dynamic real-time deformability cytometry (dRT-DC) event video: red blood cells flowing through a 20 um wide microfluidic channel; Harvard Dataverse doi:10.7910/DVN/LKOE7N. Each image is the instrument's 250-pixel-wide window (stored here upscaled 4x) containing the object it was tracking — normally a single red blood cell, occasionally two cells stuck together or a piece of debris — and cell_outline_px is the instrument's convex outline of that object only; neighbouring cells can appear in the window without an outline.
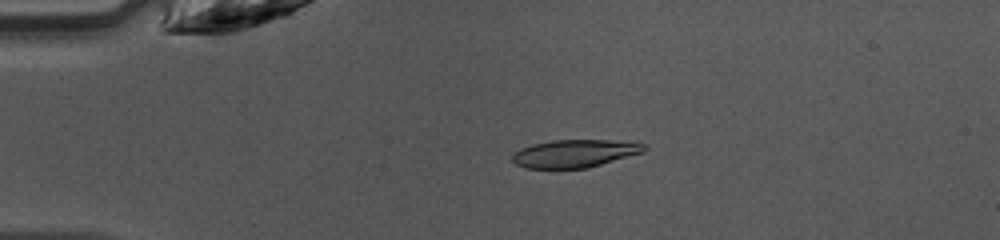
{"species": "common noctule bat (a hibernating species)", "species_latin": "Nyctalus noctula", "temperature_condition": "warm", "stored_images_in_passage": 47, "camera_frame_rate_fps": 3000, "um_per_image_px": 0.085, "animal": {"sex": "female", "body_mass_g": 10.0, "forearm_length_mm": 53.1}, "frame": {"image": 1, "passage_image": 11, "time_ms": 3.333, "image_size_px": [1000, 240], "cell_outline_px": [[648, 148], [644, 152], [588, 168], [524, 168], [516, 164], [512, 160], [512, 152], [520, 148], [532, 144], [552, 140], [636, 140], [644, 144]], "centroid_in_image_um": [48.9, 13.03], "position_along_channel_um": 36.1, "area_um2": 21.79}}
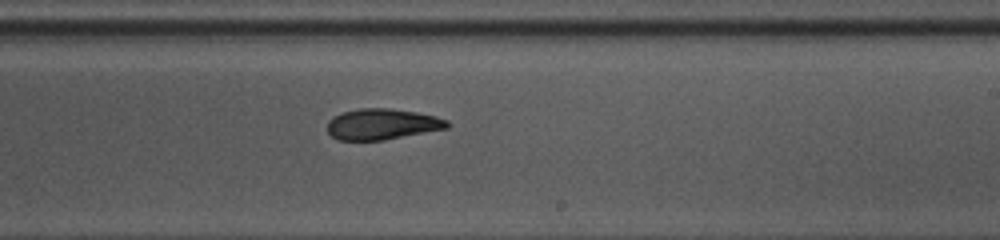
{"frame": {"image": 2, "passage_image": 29, "time_ms": 9.333, "image_size_px": [1000, 240], "cell_outline_px": [[452, 124], [448, 128], [384, 140], [336, 140], [328, 132], [328, 120], [332, 116], [344, 112], [360, 108], [388, 108], [416, 112], [436, 116], [448, 120]], "centroid_in_image_um": [32.5, 10.55], "position_along_channel_um": 256.5, "area_um2": 21.68}}
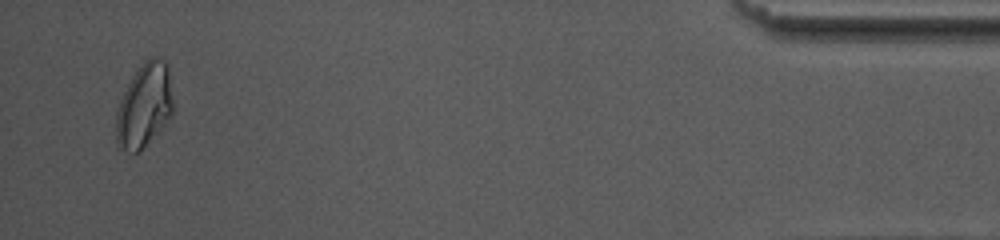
{"frame": {"image": 3, "passage_image": 46, "time_ms": 15.0, "image_size_px": [1000, 240], "cell_outline_px": [[172, 116], [140, 152], [128, 152], [116, 144], [116, 112], [120, 100], [136, 68], [144, 60], [152, 56], [156, 56], [164, 60], [168, 64], [172, 100]], "centroid_in_image_um": [12.26, 8.95], "position_along_channel_um": 422.9, "area_um2": 28.03}, "authors_computed_cell_mechanics": {"area_um2": 21.964, "velocity_mm_per_s": 4.2214, "shape_relaxation_time_tau1_ms": null, "shape_relaxation_time_tau2_ms": 2.7704, "deformation_change_tau1": null, "deformation_change_tau2": 0.0759}}